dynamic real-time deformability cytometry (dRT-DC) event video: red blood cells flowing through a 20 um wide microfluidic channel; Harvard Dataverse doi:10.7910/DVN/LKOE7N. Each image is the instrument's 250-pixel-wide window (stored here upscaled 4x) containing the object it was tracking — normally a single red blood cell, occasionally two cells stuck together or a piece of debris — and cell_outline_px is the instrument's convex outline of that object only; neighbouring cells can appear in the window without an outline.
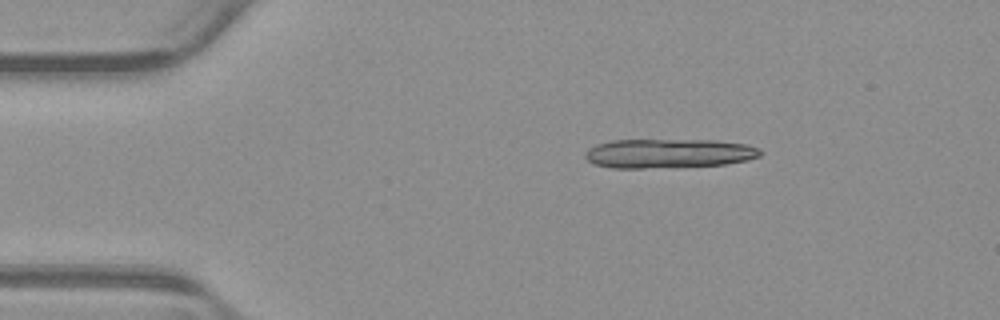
{"species": "common noctule bat (a hibernating species)", "species_latin": "Nyctalus noctula", "temperature_condition": "warm", "stored_images_in_passage": 10, "camera_frame_rate_fps": 3000, "um_per_image_px": 0.085, "animal": {"sex": "male", "body_mass_g": 23.1, "forearm_length_mm": 52.7}, "frame": {"image": 1, "passage_image": 1, "time_ms": 0.0, "image_size_px": [1000, 320], "cell_outline_px": [[764, 152], [760, 156], [748, 160], [724, 164], [676, 168], [612, 168], [592, 164], [584, 156], [588, 148], [596, 144], [612, 140], [712, 140], [748, 144], [760, 148]], "centroid_in_image_um": [56.85, 13.05], "position_along_channel_um": 28.1, "area_um2": 30.4}}